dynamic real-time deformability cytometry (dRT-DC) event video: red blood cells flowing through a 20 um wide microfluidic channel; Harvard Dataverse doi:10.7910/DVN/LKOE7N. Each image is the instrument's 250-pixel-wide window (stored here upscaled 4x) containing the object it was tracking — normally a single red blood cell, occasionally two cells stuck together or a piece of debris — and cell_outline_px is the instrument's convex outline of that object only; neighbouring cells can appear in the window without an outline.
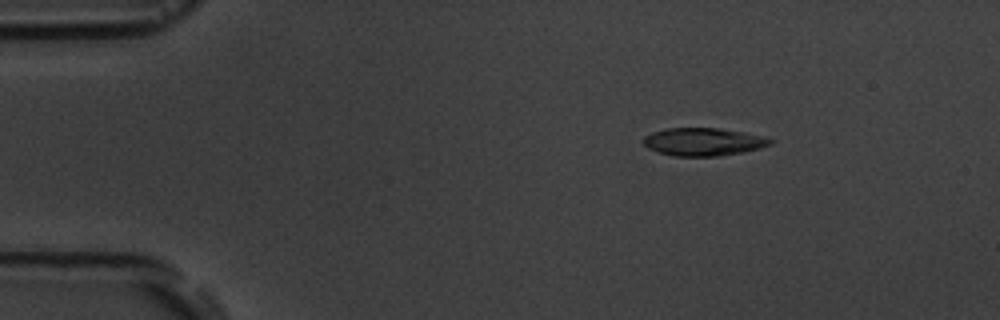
{"species": "common noctule bat (a hibernating species)", "species_latin": "Nyctalus noctula", "temperature_condition": "room temperature", "stored_images_in_passage": 4, "camera_frame_rate_fps": 3000, "um_per_image_px": 0.085, "animal": {"sex": "male", "body_mass_g": 19.5, "forearm_length_mm": 54.6}, "frame": {"image": 1, "passage_image": 1, "time_ms": 0.0, "image_size_px": [1000, 320], "cell_outline_px": [[772, 144], [744, 152], [716, 156], [672, 156], [648, 148], [644, 144], [644, 136], [652, 132], [668, 128], [720, 128], [740, 132], [772, 140]], "centroid_in_image_um": [59.72, 12.06], "position_along_channel_um": 25.3, "area_um2": 20.17}}
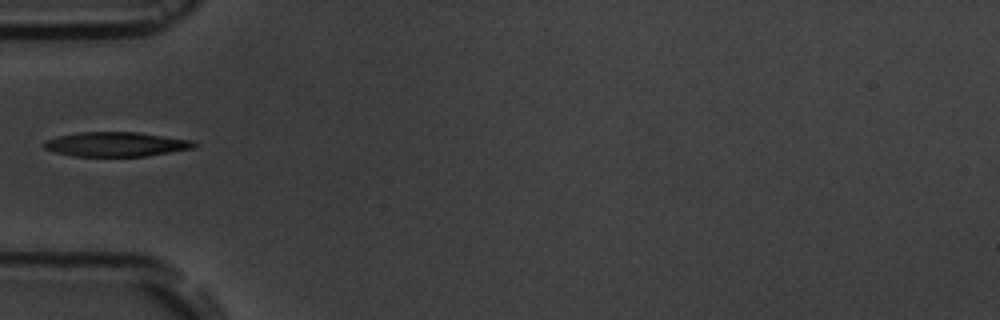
{"frame": {"image": 2, "passage_image": 4, "time_ms": 3.333, "image_size_px": [1000, 320], "cell_outline_px": [[200, 144], [192, 148], [144, 156], [72, 156], [56, 152], [44, 148], [40, 144], [44, 140], [56, 136], [80, 132], [136, 132], [192, 140]], "centroid_in_image_um": [9.8, 12.25], "position_along_channel_um": 75.2, "area_um2": 21.39}}